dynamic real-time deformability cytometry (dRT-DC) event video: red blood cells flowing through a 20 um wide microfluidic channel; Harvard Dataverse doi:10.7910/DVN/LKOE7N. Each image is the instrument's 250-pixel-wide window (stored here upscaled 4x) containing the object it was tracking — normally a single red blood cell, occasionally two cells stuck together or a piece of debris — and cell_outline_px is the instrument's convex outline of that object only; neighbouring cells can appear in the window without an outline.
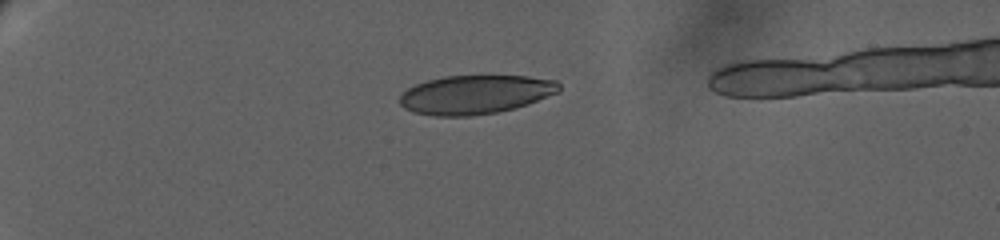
{"species": "human", "species_latin": "Homo sapiens", "temperature_condition": "warm", "stored_images_in_passage": 38, "camera_frame_rate_fps": 3000, "um_per_image_px": 0.085, "donor": {"sex": "female"}, "frame": {"image": 1, "passage_image": 1, "time_ms": 0.0, "image_size_px": [1000, 240], "cell_outline_px": [[560, 92], [528, 104], [496, 112], [468, 116], [436, 116], [412, 112], [404, 108], [400, 104], [400, 96], [408, 88], [416, 84], [428, 80], [444, 76], [528, 76], [556, 80], [560, 84]], "centroid_in_image_um": [40.42, 8.03], "position_along_channel_um": 44.6, "area_um2": 36.01}}
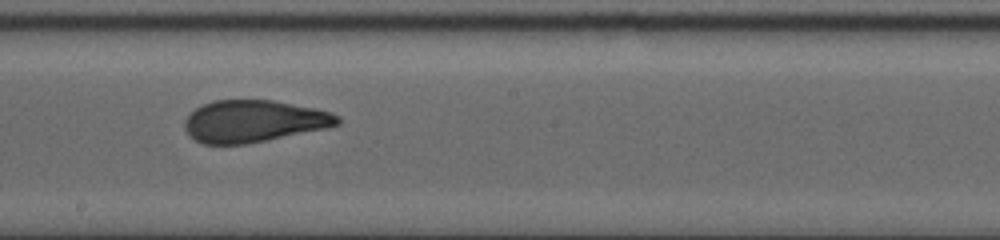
{"frame": {"image": 2, "passage_image": 19, "time_ms": 8.333, "image_size_px": [1000, 240], "cell_outline_px": [[340, 124], [328, 128], [268, 140], [244, 144], [204, 144], [196, 140], [184, 128], [184, 120], [196, 108], [212, 100], [272, 100], [316, 108], [332, 112], [340, 116]], "centroid_in_image_um": [21.61, 10.3], "position_along_channel_um": 226.6, "area_um2": 37.45}}
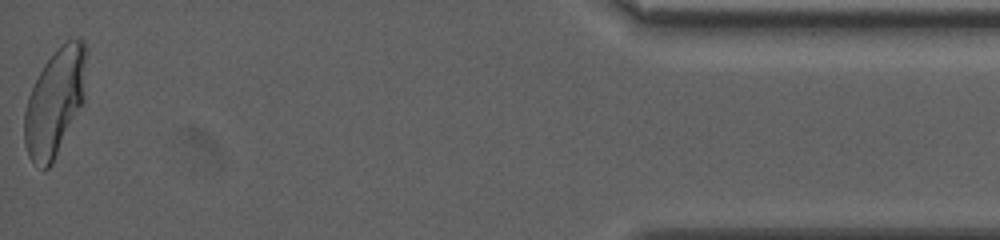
{"frame": {"image": 3, "passage_image": 37, "time_ms": 17.333, "image_size_px": [1000, 240], "cell_outline_px": [[88, 52], [84, 100], [52, 164], [48, 168], [44, 168], [32, 160], [28, 156], [24, 144], [24, 112], [28, 96], [44, 64], [56, 48], [60, 44], [68, 40], [84, 40], [88, 48]], "centroid_in_image_um": [4.69, 8.62], "position_along_channel_um": 430.5, "area_um2": 38.73}}